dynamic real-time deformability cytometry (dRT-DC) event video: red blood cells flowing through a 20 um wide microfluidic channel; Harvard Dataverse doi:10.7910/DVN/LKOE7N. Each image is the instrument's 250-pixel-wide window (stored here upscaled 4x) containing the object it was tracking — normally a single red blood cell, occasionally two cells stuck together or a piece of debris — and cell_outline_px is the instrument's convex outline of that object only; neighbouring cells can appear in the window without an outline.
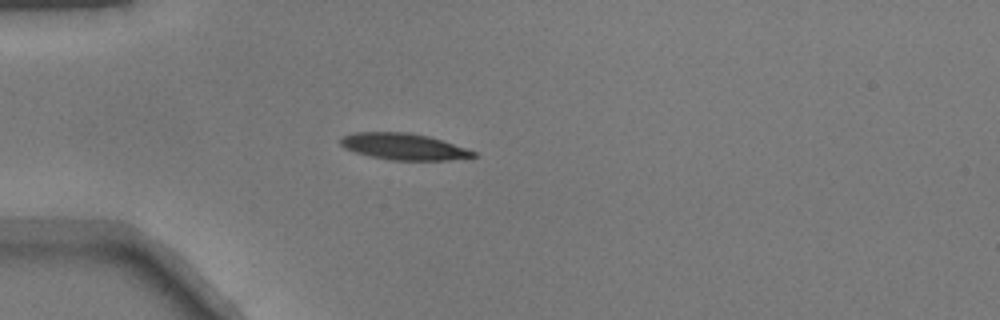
{"species": "common noctule bat (a hibernating species)", "species_latin": "Nyctalus noctula", "temperature_condition": "warm", "stored_images_in_passage": 37, "camera_frame_rate_fps": 3000, "um_per_image_px": 0.085, "animal": {"sex": "male", "body_mass_g": 17.9}, "frame": {"image": 1, "passage_image": 1, "time_ms": 0.0, "image_size_px": [1000, 320], "cell_outline_px": [[476, 156], [448, 160], [392, 160], [372, 156], [356, 152], [344, 148], [340, 144], [340, 140], [344, 136], [356, 132], [408, 132], [428, 136], [476, 152]], "centroid_in_image_um": [34.28, 12.45], "position_along_channel_um": 50.7, "area_um2": 20.06}}
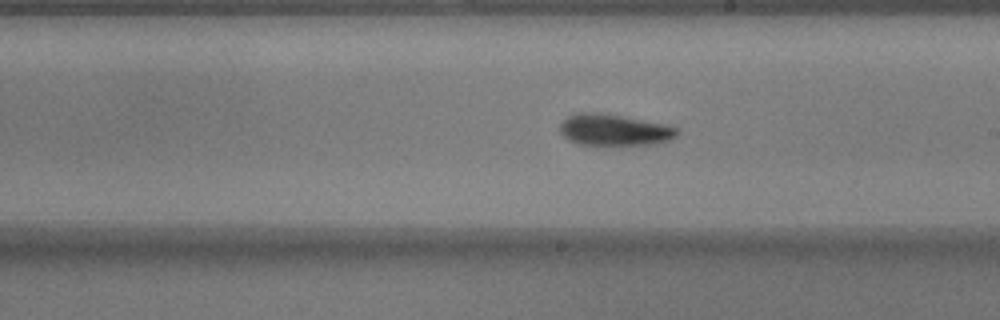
{"frame": {"image": 2, "passage_image": 16, "time_ms": 5.0, "image_size_px": [1000, 320], "cell_outline_px": [[680, 132], [672, 140], [652, 144], [580, 144], [568, 140], [560, 132], [560, 124], [568, 116], [576, 112], [600, 112], [668, 124], [680, 128]], "centroid_in_image_um": [52.25, 11.02], "position_along_channel_um": 236.7, "area_um2": 21.62}}
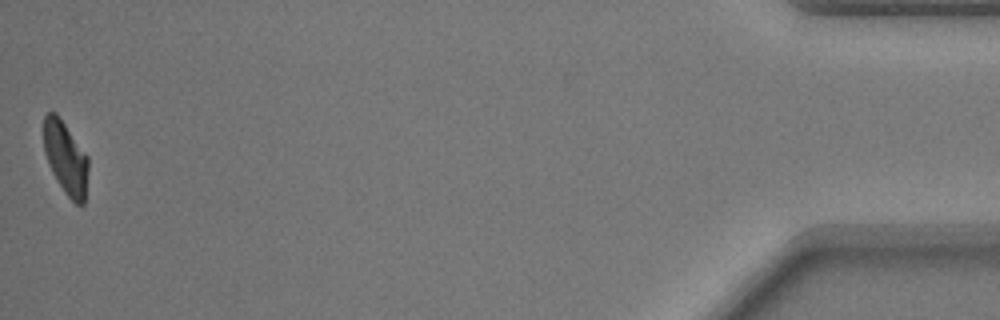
{"frame": {"image": 3, "passage_image": 37, "time_ms": 12.0, "image_size_px": [1000, 320], "cell_outline_px": [[88, 168], [84, 204], [76, 204], [68, 196], [56, 180], [48, 164], [44, 152], [44, 116], [48, 112], [56, 112], [60, 116], [88, 156]], "centroid_in_image_um": [5.58, 13.39], "position_along_channel_um": 429.6, "area_um2": 18.96}}